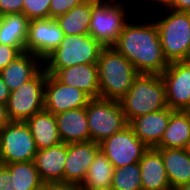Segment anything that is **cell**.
I'll return each instance as SVG.
<instances>
[{
  "label": "cell",
  "mask_w": 190,
  "mask_h": 190,
  "mask_svg": "<svg viewBox=\"0 0 190 190\" xmlns=\"http://www.w3.org/2000/svg\"><path fill=\"white\" fill-rule=\"evenodd\" d=\"M132 19L112 47L126 57L138 73L161 75L169 62L164 57L155 22L152 17L142 23L137 22L138 18Z\"/></svg>",
  "instance_id": "6da1fadb"
},
{
  "label": "cell",
  "mask_w": 190,
  "mask_h": 190,
  "mask_svg": "<svg viewBox=\"0 0 190 190\" xmlns=\"http://www.w3.org/2000/svg\"><path fill=\"white\" fill-rule=\"evenodd\" d=\"M119 103L128 124L139 116L167 108L164 81L157 74L139 73Z\"/></svg>",
  "instance_id": "7a4b0ae2"
},
{
  "label": "cell",
  "mask_w": 190,
  "mask_h": 190,
  "mask_svg": "<svg viewBox=\"0 0 190 190\" xmlns=\"http://www.w3.org/2000/svg\"><path fill=\"white\" fill-rule=\"evenodd\" d=\"M99 94L102 99L119 101L139 74L133 64L113 47H104L97 62Z\"/></svg>",
  "instance_id": "3957f363"
},
{
  "label": "cell",
  "mask_w": 190,
  "mask_h": 190,
  "mask_svg": "<svg viewBox=\"0 0 190 190\" xmlns=\"http://www.w3.org/2000/svg\"><path fill=\"white\" fill-rule=\"evenodd\" d=\"M162 9L165 10L164 14ZM159 14L163 17H160ZM156 15L157 18L153 20L158 28L164 57L169 63L188 61L190 56V12H178L165 7L159 8V13Z\"/></svg>",
  "instance_id": "277c9868"
},
{
  "label": "cell",
  "mask_w": 190,
  "mask_h": 190,
  "mask_svg": "<svg viewBox=\"0 0 190 190\" xmlns=\"http://www.w3.org/2000/svg\"><path fill=\"white\" fill-rule=\"evenodd\" d=\"M127 0H92L89 34L103 47H112L131 16ZM130 9V10H129Z\"/></svg>",
  "instance_id": "5b68a950"
},
{
  "label": "cell",
  "mask_w": 190,
  "mask_h": 190,
  "mask_svg": "<svg viewBox=\"0 0 190 190\" xmlns=\"http://www.w3.org/2000/svg\"><path fill=\"white\" fill-rule=\"evenodd\" d=\"M103 48L90 34L65 35L60 45L43 60V68L46 73L54 75L70 66L97 64Z\"/></svg>",
  "instance_id": "8992f818"
},
{
  "label": "cell",
  "mask_w": 190,
  "mask_h": 190,
  "mask_svg": "<svg viewBox=\"0 0 190 190\" xmlns=\"http://www.w3.org/2000/svg\"><path fill=\"white\" fill-rule=\"evenodd\" d=\"M90 140L100 143L128 125L117 100L93 98L86 106Z\"/></svg>",
  "instance_id": "52a82bcc"
},
{
  "label": "cell",
  "mask_w": 190,
  "mask_h": 190,
  "mask_svg": "<svg viewBox=\"0 0 190 190\" xmlns=\"http://www.w3.org/2000/svg\"><path fill=\"white\" fill-rule=\"evenodd\" d=\"M46 71L42 68L31 80L12 91L6 104L11 121H25L44 109Z\"/></svg>",
  "instance_id": "ba28073f"
},
{
  "label": "cell",
  "mask_w": 190,
  "mask_h": 190,
  "mask_svg": "<svg viewBox=\"0 0 190 190\" xmlns=\"http://www.w3.org/2000/svg\"><path fill=\"white\" fill-rule=\"evenodd\" d=\"M38 149L25 121H10L0 131L2 165L34 161Z\"/></svg>",
  "instance_id": "9c48e42d"
},
{
  "label": "cell",
  "mask_w": 190,
  "mask_h": 190,
  "mask_svg": "<svg viewBox=\"0 0 190 190\" xmlns=\"http://www.w3.org/2000/svg\"><path fill=\"white\" fill-rule=\"evenodd\" d=\"M100 147L115 168L139 162L148 149L129 124L100 142Z\"/></svg>",
  "instance_id": "30bf717a"
},
{
  "label": "cell",
  "mask_w": 190,
  "mask_h": 190,
  "mask_svg": "<svg viewBox=\"0 0 190 190\" xmlns=\"http://www.w3.org/2000/svg\"><path fill=\"white\" fill-rule=\"evenodd\" d=\"M171 110L190 111V62H170L160 75Z\"/></svg>",
  "instance_id": "8fae6325"
},
{
  "label": "cell",
  "mask_w": 190,
  "mask_h": 190,
  "mask_svg": "<svg viewBox=\"0 0 190 190\" xmlns=\"http://www.w3.org/2000/svg\"><path fill=\"white\" fill-rule=\"evenodd\" d=\"M91 98L82 90L61 83L54 75L46 73L44 109L54 115L67 110L86 107Z\"/></svg>",
  "instance_id": "7c38bea8"
},
{
  "label": "cell",
  "mask_w": 190,
  "mask_h": 190,
  "mask_svg": "<svg viewBox=\"0 0 190 190\" xmlns=\"http://www.w3.org/2000/svg\"><path fill=\"white\" fill-rule=\"evenodd\" d=\"M64 36L56 19L30 20L25 52L32 53L43 61L60 45Z\"/></svg>",
  "instance_id": "4fadbf2b"
},
{
  "label": "cell",
  "mask_w": 190,
  "mask_h": 190,
  "mask_svg": "<svg viewBox=\"0 0 190 190\" xmlns=\"http://www.w3.org/2000/svg\"><path fill=\"white\" fill-rule=\"evenodd\" d=\"M100 150V143L91 140L67 144L64 183L81 185Z\"/></svg>",
  "instance_id": "5bb4252c"
},
{
  "label": "cell",
  "mask_w": 190,
  "mask_h": 190,
  "mask_svg": "<svg viewBox=\"0 0 190 190\" xmlns=\"http://www.w3.org/2000/svg\"><path fill=\"white\" fill-rule=\"evenodd\" d=\"M67 158V144L40 149L34 163L43 183H64V166Z\"/></svg>",
  "instance_id": "9a60e30c"
},
{
  "label": "cell",
  "mask_w": 190,
  "mask_h": 190,
  "mask_svg": "<svg viewBox=\"0 0 190 190\" xmlns=\"http://www.w3.org/2000/svg\"><path fill=\"white\" fill-rule=\"evenodd\" d=\"M169 107L133 119L129 125L135 135L148 147L156 148L165 132L171 113Z\"/></svg>",
  "instance_id": "2e32d148"
},
{
  "label": "cell",
  "mask_w": 190,
  "mask_h": 190,
  "mask_svg": "<svg viewBox=\"0 0 190 190\" xmlns=\"http://www.w3.org/2000/svg\"><path fill=\"white\" fill-rule=\"evenodd\" d=\"M54 76L63 84L76 87L91 99L100 98L97 64H78L58 70Z\"/></svg>",
  "instance_id": "e0dca14e"
},
{
  "label": "cell",
  "mask_w": 190,
  "mask_h": 190,
  "mask_svg": "<svg viewBox=\"0 0 190 190\" xmlns=\"http://www.w3.org/2000/svg\"><path fill=\"white\" fill-rule=\"evenodd\" d=\"M138 163L142 190H172L158 149L148 148Z\"/></svg>",
  "instance_id": "ac0fdd59"
},
{
  "label": "cell",
  "mask_w": 190,
  "mask_h": 190,
  "mask_svg": "<svg viewBox=\"0 0 190 190\" xmlns=\"http://www.w3.org/2000/svg\"><path fill=\"white\" fill-rule=\"evenodd\" d=\"M43 68V61L29 52H23L0 71V77L10 92L31 80Z\"/></svg>",
  "instance_id": "d6986e66"
},
{
  "label": "cell",
  "mask_w": 190,
  "mask_h": 190,
  "mask_svg": "<svg viewBox=\"0 0 190 190\" xmlns=\"http://www.w3.org/2000/svg\"><path fill=\"white\" fill-rule=\"evenodd\" d=\"M55 116L59 136L63 143L90 141L86 107L67 110Z\"/></svg>",
  "instance_id": "ffe728a7"
},
{
  "label": "cell",
  "mask_w": 190,
  "mask_h": 190,
  "mask_svg": "<svg viewBox=\"0 0 190 190\" xmlns=\"http://www.w3.org/2000/svg\"><path fill=\"white\" fill-rule=\"evenodd\" d=\"M161 152L172 190L190 182V152L180 148H156Z\"/></svg>",
  "instance_id": "44dd1931"
},
{
  "label": "cell",
  "mask_w": 190,
  "mask_h": 190,
  "mask_svg": "<svg viewBox=\"0 0 190 190\" xmlns=\"http://www.w3.org/2000/svg\"><path fill=\"white\" fill-rule=\"evenodd\" d=\"M33 135L37 149H45L61 143L56 116L43 109L25 120Z\"/></svg>",
  "instance_id": "7402d4cb"
},
{
  "label": "cell",
  "mask_w": 190,
  "mask_h": 190,
  "mask_svg": "<svg viewBox=\"0 0 190 190\" xmlns=\"http://www.w3.org/2000/svg\"><path fill=\"white\" fill-rule=\"evenodd\" d=\"M190 146V111L174 110L156 148L188 149Z\"/></svg>",
  "instance_id": "603a6c76"
},
{
  "label": "cell",
  "mask_w": 190,
  "mask_h": 190,
  "mask_svg": "<svg viewBox=\"0 0 190 190\" xmlns=\"http://www.w3.org/2000/svg\"><path fill=\"white\" fill-rule=\"evenodd\" d=\"M30 20L23 13L0 17V44L20 47L25 52Z\"/></svg>",
  "instance_id": "cb8c5ba5"
},
{
  "label": "cell",
  "mask_w": 190,
  "mask_h": 190,
  "mask_svg": "<svg viewBox=\"0 0 190 190\" xmlns=\"http://www.w3.org/2000/svg\"><path fill=\"white\" fill-rule=\"evenodd\" d=\"M91 13L92 0H86L56 18V21L65 35L89 34Z\"/></svg>",
  "instance_id": "d4e9b609"
},
{
  "label": "cell",
  "mask_w": 190,
  "mask_h": 190,
  "mask_svg": "<svg viewBox=\"0 0 190 190\" xmlns=\"http://www.w3.org/2000/svg\"><path fill=\"white\" fill-rule=\"evenodd\" d=\"M115 167L100 150L94 158L81 188L111 187Z\"/></svg>",
  "instance_id": "484cf974"
},
{
  "label": "cell",
  "mask_w": 190,
  "mask_h": 190,
  "mask_svg": "<svg viewBox=\"0 0 190 190\" xmlns=\"http://www.w3.org/2000/svg\"><path fill=\"white\" fill-rule=\"evenodd\" d=\"M11 174H16L17 190H35L43 184L34 161L5 164Z\"/></svg>",
  "instance_id": "4316f807"
},
{
  "label": "cell",
  "mask_w": 190,
  "mask_h": 190,
  "mask_svg": "<svg viewBox=\"0 0 190 190\" xmlns=\"http://www.w3.org/2000/svg\"><path fill=\"white\" fill-rule=\"evenodd\" d=\"M111 187L113 190H142L139 163L115 168Z\"/></svg>",
  "instance_id": "83f0119b"
},
{
  "label": "cell",
  "mask_w": 190,
  "mask_h": 190,
  "mask_svg": "<svg viewBox=\"0 0 190 190\" xmlns=\"http://www.w3.org/2000/svg\"><path fill=\"white\" fill-rule=\"evenodd\" d=\"M52 0H23L22 13L29 19L49 18L50 3Z\"/></svg>",
  "instance_id": "f1b7e54d"
},
{
  "label": "cell",
  "mask_w": 190,
  "mask_h": 190,
  "mask_svg": "<svg viewBox=\"0 0 190 190\" xmlns=\"http://www.w3.org/2000/svg\"><path fill=\"white\" fill-rule=\"evenodd\" d=\"M84 1L86 0H52L50 3L49 18L56 19Z\"/></svg>",
  "instance_id": "f546056e"
},
{
  "label": "cell",
  "mask_w": 190,
  "mask_h": 190,
  "mask_svg": "<svg viewBox=\"0 0 190 190\" xmlns=\"http://www.w3.org/2000/svg\"><path fill=\"white\" fill-rule=\"evenodd\" d=\"M24 51L20 47L0 44V71L14 61Z\"/></svg>",
  "instance_id": "4dcf8cb0"
},
{
  "label": "cell",
  "mask_w": 190,
  "mask_h": 190,
  "mask_svg": "<svg viewBox=\"0 0 190 190\" xmlns=\"http://www.w3.org/2000/svg\"><path fill=\"white\" fill-rule=\"evenodd\" d=\"M0 190H17L16 174H11L5 166H0Z\"/></svg>",
  "instance_id": "1f68e13d"
},
{
  "label": "cell",
  "mask_w": 190,
  "mask_h": 190,
  "mask_svg": "<svg viewBox=\"0 0 190 190\" xmlns=\"http://www.w3.org/2000/svg\"><path fill=\"white\" fill-rule=\"evenodd\" d=\"M23 10V0H0V17L14 14L22 13Z\"/></svg>",
  "instance_id": "d6a6232c"
},
{
  "label": "cell",
  "mask_w": 190,
  "mask_h": 190,
  "mask_svg": "<svg viewBox=\"0 0 190 190\" xmlns=\"http://www.w3.org/2000/svg\"><path fill=\"white\" fill-rule=\"evenodd\" d=\"M168 8L178 12H190V0H173Z\"/></svg>",
  "instance_id": "836d02e7"
},
{
  "label": "cell",
  "mask_w": 190,
  "mask_h": 190,
  "mask_svg": "<svg viewBox=\"0 0 190 190\" xmlns=\"http://www.w3.org/2000/svg\"><path fill=\"white\" fill-rule=\"evenodd\" d=\"M50 190H82L80 185L68 183H50Z\"/></svg>",
  "instance_id": "e575fe53"
},
{
  "label": "cell",
  "mask_w": 190,
  "mask_h": 190,
  "mask_svg": "<svg viewBox=\"0 0 190 190\" xmlns=\"http://www.w3.org/2000/svg\"><path fill=\"white\" fill-rule=\"evenodd\" d=\"M10 93L11 92L8 86L4 83V81L0 77V104H5V105L7 104Z\"/></svg>",
  "instance_id": "d590c367"
},
{
  "label": "cell",
  "mask_w": 190,
  "mask_h": 190,
  "mask_svg": "<svg viewBox=\"0 0 190 190\" xmlns=\"http://www.w3.org/2000/svg\"><path fill=\"white\" fill-rule=\"evenodd\" d=\"M7 107L5 104H0V131L10 122Z\"/></svg>",
  "instance_id": "8d00e7d4"
},
{
  "label": "cell",
  "mask_w": 190,
  "mask_h": 190,
  "mask_svg": "<svg viewBox=\"0 0 190 190\" xmlns=\"http://www.w3.org/2000/svg\"><path fill=\"white\" fill-rule=\"evenodd\" d=\"M150 2H151V4L152 5H156L157 4V9H159L161 6L163 7V8H165V7H169L170 6V4L173 2V0H149ZM146 2H147V0H146ZM154 3V4H153ZM156 3V4H155ZM158 4L160 5V7L158 6Z\"/></svg>",
  "instance_id": "74e56055"
},
{
  "label": "cell",
  "mask_w": 190,
  "mask_h": 190,
  "mask_svg": "<svg viewBox=\"0 0 190 190\" xmlns=\"http://www.w3.org/2000/svg\"><path fill=\"white\" fill-rule=\"evenodd\" d=\"M35 190H50V184L49 183H43L39 187H37Z\"/></svg>",
  "instance_id": "f35d334b"
},
{
  "label": "cell",
  "mask_w": 190,
  "mask_h": 190,
  "mask_svg": "<svg viewBox=\"0 0 190 190\" xmlns=\"http://www.w3.org/2000/svg\"><path fill=\"white\" fill-rule=\"evenodd\" d=\"M82 190H113L112 187L81 188Z\"/></svg>",
  "instance_id": "ab89813d"
},
{
  "label": "cell",
  "mask_w": 190,
  "mask_h": 190,
  "mask_svg": "<svg viewBox=\"0 0 190 190\" xmlns=\"http://www.w3.org/2000/svg\"><path fill=\"white\" fill-rule=\"evenodd\" d=\"M176 190H190V182L178 187Z\"/></svg>",
  "instance_id": "60d3db41"
}]
</instances>
